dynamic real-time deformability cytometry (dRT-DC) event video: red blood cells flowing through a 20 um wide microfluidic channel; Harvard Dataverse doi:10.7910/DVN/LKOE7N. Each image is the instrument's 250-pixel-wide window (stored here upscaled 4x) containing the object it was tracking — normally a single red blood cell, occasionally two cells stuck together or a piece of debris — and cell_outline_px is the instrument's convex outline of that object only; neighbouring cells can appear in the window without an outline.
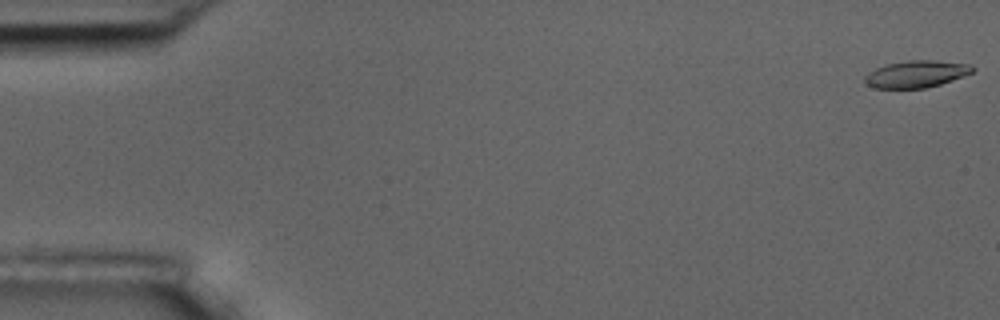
{"species": "common noctule bat (a hibernating species)", "species_latin": "Nyctalus noctula", "temperature_condition": "room temperature", "stored_images_in_passage": 6, "camera_frame_rate_fps": 3000, "um_per_image_px": 0.085, "animal": {"sex": "male", "body_mass_g": 17.5, "forearm_length_mm": 52.3}, "frame": {"image": 1, "passage_image": 1, "time_ms": 0.0, "image_size_px": [1000, 320], "cell_outline_px": [[976, 68], [972, 72], [964, 76], [940, 84], [924, 88], [876, 88], [868, 84], [864, 80], [864, 76], [868, 72], [876, 68], [888, 64], [908, 60], [936, 60], [972, 64]], "centroid_in_image_um": [77.92, 6.28], "position_along_channel_um": 7.1, "area_um2": 16.94}}